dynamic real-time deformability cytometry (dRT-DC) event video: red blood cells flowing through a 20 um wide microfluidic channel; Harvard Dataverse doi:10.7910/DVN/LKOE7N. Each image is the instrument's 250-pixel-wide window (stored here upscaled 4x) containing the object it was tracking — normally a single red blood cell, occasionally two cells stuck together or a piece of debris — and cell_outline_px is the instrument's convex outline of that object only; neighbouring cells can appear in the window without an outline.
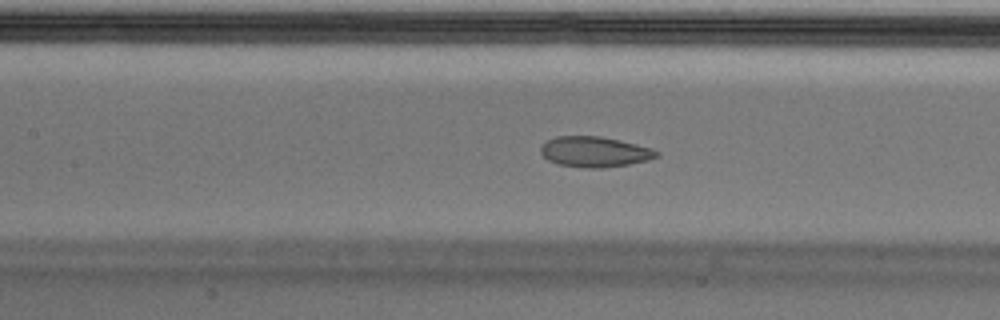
{"species": "Egyptian fruit bat (a non-hibernating species)", "species_latin": "Rousettus aegyptiacus", "temperature_condition": "cold", "stored_images_in_passage": 54, "camera_frame_rate_fps": 3000, "um_per_image_px": 0.085, "animal": {"sex": "male"}, "frame": {"image": 1, "passage_image": 24, "time_ms": 7.667, "image_size_px": [1000, 320], "cell_outline_px": [[660, 156], [648, 160], [628, 164], [600, 168], [584, 168], [560, 164], [548, 160], [540, 152], [540, 148], [548, 140], [556, 136], [600, 136], [620, 140], [652, 148], [660, 152]], "centroid_in_image_um": [50.57, 12.9], "position_along_channel_um": 156.8, "area_um2": 20.52}}
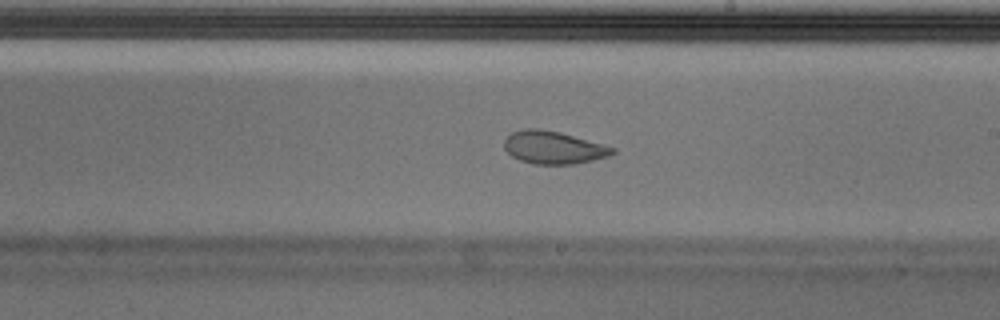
{"frame": {"image": 2, "passage_image": 31, "time_ms": 10.0, "image_size_px": [1000, 320], "cell_outline_px": [[616, 152], [608, 156], [576, 164], [532, 164], [520, 160], [512, 156], [504, 148], [504, 140], [512, 132], [524, 128], [540, 128], [560, 132], [616, 148]], "centroid_in_image_um": [47.03, 12.53], "position_along_channel_um": 242.0, "area_um2": 20.63}, "authors_computed_cell_mechanics": {"area_um2": 22.253, "velocity_mm_per_s": 3.6559, "shape_relaxation_time_tau1_ms": null, "shape_relaxation_time_tau2_ms": 1.6777, "deformation_change_tau1": null, "deformation_change_tau2": 0.0537}}